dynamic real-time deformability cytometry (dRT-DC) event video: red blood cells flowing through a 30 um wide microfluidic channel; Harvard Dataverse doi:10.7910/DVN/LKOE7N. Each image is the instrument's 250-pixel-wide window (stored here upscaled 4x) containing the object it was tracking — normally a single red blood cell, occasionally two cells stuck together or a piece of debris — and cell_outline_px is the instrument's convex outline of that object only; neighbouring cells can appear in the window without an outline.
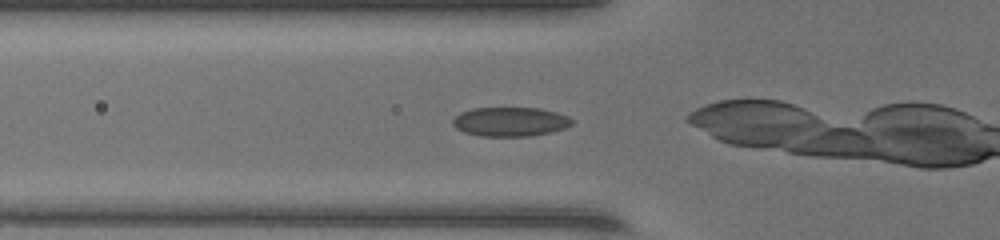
{"species": "common noctule bat (a hibernating species)", "species_latin": "Nyctalus noctula", "temperature_condition": "warm", "stored_images_in_passage": 16, "camera_frame_rate_fps": 3000, "um_per_image_px": 0.085, "animal": {"sex": "female", "body_mass_g": 17.0, "forearm_length_mm": 48.0}, "frame": {"image": 1, "passage_image": 12, "time_ms": 3.667, "image_size_px": [1000, 240], "cell_outline_px": [[572, 124], [564, 128], [552, 132], [528, 136], [480, 136], [464, 132], [456, 128], [452, 124], [452, 120], [460, 112], [472, 108], [540, 108], [556, 112], [568, 116], [572, 120]], "centroid_in_image_um": [43.35, 10.34], "position_along_channel_um": 82.5, "area_um2": 20.29}}